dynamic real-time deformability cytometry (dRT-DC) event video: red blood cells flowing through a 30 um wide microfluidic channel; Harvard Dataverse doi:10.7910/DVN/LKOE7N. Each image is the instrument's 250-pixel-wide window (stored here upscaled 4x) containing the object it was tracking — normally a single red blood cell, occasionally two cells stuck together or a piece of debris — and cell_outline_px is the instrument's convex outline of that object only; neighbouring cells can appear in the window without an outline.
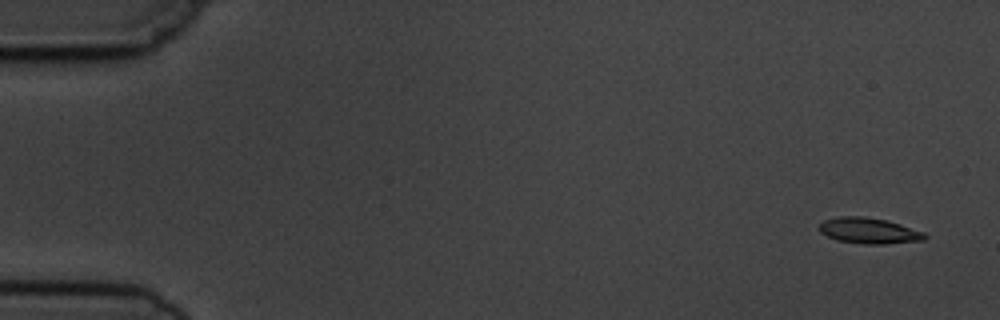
{"species": "common noctule bat (a hibernating species)", "species_latin": "Nyctalus noctula", "temperature_condition": "cold", "stored_images_in_passage": 5, "camera_frame_rate_fps": 3000, "um_per_image_px": 0.085, "animal": {"sex": "male", "body_mass_g": 19.5, "forearm_length_mm": 54.6}, "frame": {"image": 1, "passage_image": 1, "time_ms": 0.0, "image_size_px": [1000, 320], "cell_outline_px": [[928, 236], [924, 240], [884, 244], [864, 244], [836, 240], [820, 232], [820, 224], [824, 220], [840, 216], [864, 216], [888, 220], [924, 232]], "centroid_in_image_um": [73.88, 19.61], "position_along_channel_um": 11.1, "area_um2": 15.9}}
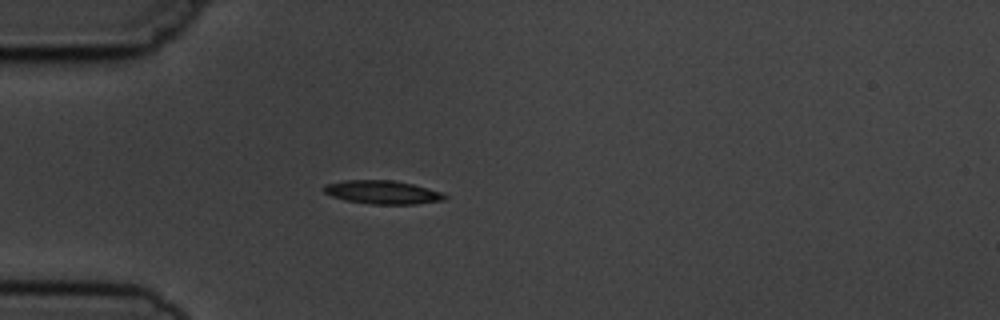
{"frame": {"image": 2, "passage_image": 4, "time_ms": 4.333, "image_size_px": [1000, 320], "cell_outline_px": [[448, 196], [444, 200], [416, 204], [372, 204], [344, 200], [332, 196], [324, 192], [324, 184], [344, 180], [392, 180], [412, 184], [428, 188], [440, 192]], "centroid_in_image_um": [32.5, 16.34], "position_along_channel_um": 52.5, "area_um2": 16.47}}